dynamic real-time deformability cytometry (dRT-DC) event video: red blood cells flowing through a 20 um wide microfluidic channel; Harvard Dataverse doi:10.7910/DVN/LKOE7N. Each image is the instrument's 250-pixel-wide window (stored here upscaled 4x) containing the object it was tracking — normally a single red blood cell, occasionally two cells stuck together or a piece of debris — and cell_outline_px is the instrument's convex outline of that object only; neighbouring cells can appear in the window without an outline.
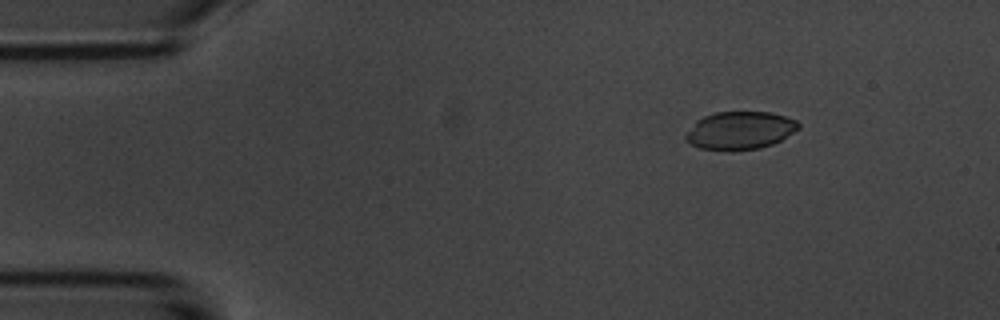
{"species": "common noctule bat (a hibernating species)", "species_latin": "Nyctalus noctula", "temperature_condition": "room temperature", "stored_images_in_passage": 5, "camera_frame_rate_fps": 3000, "um_per_image_px": 0.085, "animal": {"sex": "male", "body_mass_g": 20.1, "forearm_length_mm": 53.5}, "frame": {"image": 1, "passage_image": 2, "time_ms": 2.0, "image_size_px": [1000, 320], "cell_outline_px": [[800, 128], [780, 140], [772, 144], [760, 148], [700, 148], [684, 140], [684, 136], [696, 120], [704, 116], [716, 112], [768, 112], [784, 116], [796, 120], [800, 124]], "centroid_in_image_um": [62.9, 11.05], "position_along_channel_um": 22.1, "area_um2": 24.22}}